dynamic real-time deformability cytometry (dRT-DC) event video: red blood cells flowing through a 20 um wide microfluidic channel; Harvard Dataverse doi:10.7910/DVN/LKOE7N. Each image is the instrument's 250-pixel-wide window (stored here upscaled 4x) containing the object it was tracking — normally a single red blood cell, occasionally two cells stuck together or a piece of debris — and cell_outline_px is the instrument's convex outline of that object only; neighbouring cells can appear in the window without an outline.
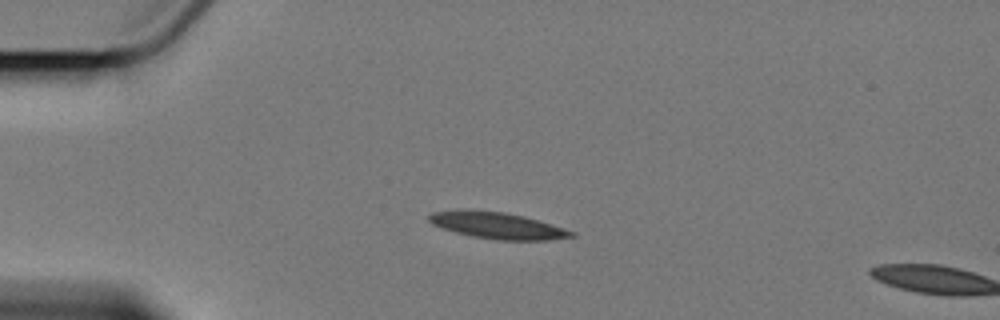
{"species": "Egyptian fruit bat (a non-hibernating species)", "species_latin": "Rousettus aegyptiacus", "temperature_condition": "cold", "stored_images_in_passage": 5, "camera_frame_rate_fps": 3000, "um_per_image_px": 0.085, "animal": {"sex": "female"}, "frame": {"image": 1, "passage_image": 3, "time_ms": 3.0, "image_size_px": [1000, 320], "cell_outline_px": [[576, 236], [548, 240], [496, 240], [472, 236], [456, 232], [432, 224], [428, 220], [428, 216], [432, 212], [504, 212], [536, 220], [576, 232]], "centroid_in_image_um": [42.35, 19.22], "position_along_channel_um": 42.6, "area_um2": 20.87}}
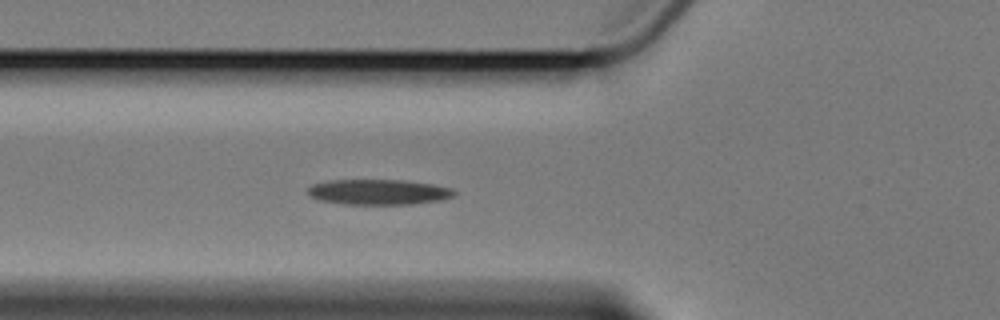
{"frame": {"image": 2, "passage_image": 5, "time_ms": 5.333, "image_size_px": [1000, 320], "cell_outline_px": [[456, 192], [452, 196], [440, 200], [412, 204], [344, 204], [316, 200], [308, 196], [308, 188], [312, 184], [328, 180], [408, 180], [432, 184], [452, 188]], "centroid_in_image_um": [32.13, 16.32], "position_along_channel_um": 93.7, "area_um2": 21.79}}